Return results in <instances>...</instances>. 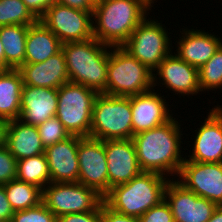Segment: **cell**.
I'll use <instances>...</instances> for the list:
<instances>
[{"mask_svg":"<svg viewBox=\"0 0 222 222\" xmlns=\"http://www.w3.org/2000/svg\"><path fill=\"white\" fill-rule=\"evenodd\" d=\"M101 215L103 222H139L137 217L117 212L104 201L101 203Z\"/></svg>","mask_w":222,"mask_h":222,"instance_id":"e575fe53","label":"cell"},{"mask_svg":"<svg viewBox=\"0 0 222 222\" xmlns=\"http://www.w3.org/2000/svg\"><path fill=\"white\" fill-rule=\"evenodd\" d=\"M17 179L31 183L42 190L51 182L45 153L17 161Z\"/></svg>","mask_w":222,"mask_h":222,"instance_id":"4316f807","label":"cell"},{"mask_svg":"<svg viewBox=\"0 0 222 222\" xmlns=\"http://www.w3.org/2000/svg\"><path fill=\"white\" fill-rule=\"evenodd\" d=\"M37 129L44 148L64 141L71 136L56 116L38 125Z\"/></svg>","mask_w":222,"mask_h":222,"instance_id":"f546056e","label":"cell"},{"mask_svg":"<svg viewBox=\"0 0 222 222\" xmlns=\"http://www.w3.org/2000/svg\"><path fill=\"white\" fill-rule=\"evenodd\" d=\"M90 137L103 141L132 139L130 97L99 93L93 106Z\"/></svg>","mask_w":222,"mask_h":222,"instance_id":"8992f818","label":"cell"},{"mask_svg":"<svg viewBox=\"0 0 222 222\" xmlns=\"http://www.w3.org/2000/svg\"><path fill=\"white\" fill-rule=\"evenodd\" d=\"M183 27L177 31H180V34L179 38L174 39V41L176 40L174 43L176 50L173 53L199 69L219 50L222 46V39L211 31L209 33V31L205 32L206 30L197 29V27L196 29H188L184 25Z\"/></svg>","mask_w":222,"mask_h":222,"instance_id":"e0dca14e","label":"cell"},{"mask_svg":"<svg viewBox=\"0 0 222 222\" xmlns=\"http://www.w3.org/2000/svg\"><path fill=\"white\" fill-rule=\"evenodd\" d=\"M104 145L109 191L116 185L129 182L142 172L132 139L105 140Z\"/></svg>","mask_w":222,"mask_h":222,"instance_id":"ac0fdd59","label":"cell"},{"mask_svg":"<svg viewBox=\"0 0 222 222\" xmlns=\"http://www.w3.org/2000/svg\"><path fill=\"white\" fill-rule=\"evenodd\" d=\"M29 26L8 25L0 27V38L4 46L6 70L19 69L25 64L26 37Z\"/></svg>","mask_w":222,"mask_h":222,"instance_id":"d4e9b609","label":"cell"},{"mask_svg":"<svg viewBox=\"0 0 222 222\" xmlns=\"http://www.w3.org/2000/svg\"><path fill=\"white\" fill-rule=\"evenodd\" d=\"M218 103L212 106V109H209L210 112H207L206 117H202L204 122L200 121V127H197L194 131L190 128L191 133H195L193 136L191 135L193 137L191 138L192 145L187 143V146H185V148L191 147L188 157L185 154V160L222 162V105H218Z\"/></svg>","mask_w":222,"mask_h":222,"instance_id":"7c38bea8","label":"cell"},{"mask_svg":"<svg viewBox=\"0 0 222 222\" xmlns=\"http://www.w3.org/2000/svg\"><path fill=\"white\" fill-rule=\"evenodd\" d=\"M62 49L61 41L41 22L29 25L26 37L25 64L40 63Z\"/></svg>","mask_w":222,"mask_h":222,"instance_id":"603a6c76","label":"cell"},{"mask_svg":"<svg viewBox=\"0 0 222 222\" xmlns=\"http://www.w3.org/2000/svg\"><path fill=\"white\" fill-rule=\"evenodd\" d=\"M5 146L17 161L45 153L37 126L26 124L20 119L9 121Z\"/></svg>","mask_w":222,"mask_h":222,"instance_id":"7402d4cb","label":"cell"},{"mask_svg":"<svg viewBox=\"0 0 222 222\" xmlns=\"http://www.w3.org/2000/svg\"><path fill=\"white\" fill-rule=\"evenodd\" d=\"M9 121L0 119V148L6 145V133Z\"/></svg>","mask_w":222,"mask_h":222,"instance_id":"f35d334b","label":"cell"},{"mask_svg":"<svg viewBox=\"0 0 222 222\" xmlns=\"http://www.w3.org/2000/svg\"><path fill=\"white\" fill-rule=\"evenodd\" d=\"M176 180L187 190L222 206V162L184 160Z\"/></svg>","mask_w":222,"mask_h":222,"instance_id":"5bb4252c","label":"cell"},{"mask_svg":"<svg viewBox=\"0 0 222 222\" xmlns=\"http://www.w3.org/2000/svg\"><path fill=\"white\" fill-rule=\"evenodd\" d=\"M11 222H57V217L41 202L37 206L15 211Z\"/></svg>","mask_w":222,"mask_h":222,"instance_id":"4dcf8cb0","label":"cell"},{"mask_svg":"<svg viewBox=\"0 0 222 222\" xmlns=\"http://www.w3.org/2000/svg\"><path fill=\"white\" fill-rule=\"evenodd\" d=\"M51 182H78V136L71 135L66 140L45 148Z\"/></svg>","mask_w":222,"mask_h":222,"instance_id":"ffe728a7","label":"cell"},{"mask_svg":"<svg viewBox=\"0 0 222 222\" xmlns=\"http://www.w3.org/2000/svg\"><path fill=\"white\" fill-rule=\"evenodd\" d=\"M57 222H103L101 205L96 210L91 212L61 215L57 218Z\"/></svg>","mask_w":222,"mask_h":222,"instance_id":"836d02e7","label":"cell"},{"mask_svg":"<svg viewBox=\"0 0 222 222\" xmlns=\"http://www.w3.org/2000/svg\"><path fill=\"white\" fill-rule=\"evenodd\" d=\"M208 222H222V206H218Z\"/></svg>","mask_w":222,"mask_h":222,"instance_id":"ab89813d","label":"cell"},{"mask_svg":"<svg viewBox=\"0 0 222 222\" xmlns=\"http://www.w3.org/2000/svg\"><path fill=\"white\" fill-rule=\"evenodd\" d=\"M152 10L142 0H99L92 13L93 37L109 46H122Z\"/></svg>","mask_w":222,"mask_h":222,"instance_id":"7a4b0ae2","label":"cell"},{"mask_svg":"<svg viewBox=\"0 0 222 222\" xmlns=\"http://www.w3.org/2000/svg\"><path fill=\"white\" fill-rule=\"evenodd\" d=\"M14 210L9 203L3 185H0V219L11 220Z\"/></svg>","mask_w":222,"mask_h":222,"instance_id":"8d00e7d4","label":"cell"},{"mask_svg":"<svg viewBox=\"0 0 222 222\" xmlns=\"http://www.w3.org/2000/svg\"><path fill=\"white\" fill-rule=\"evenodd\" d=\"M156 86L161 87L160 92L165 87L166 91L162 93L170 91L167 97L173 93L178 96L177 98L183 96L184 99L188 97L192 100L195 95L203 94L200 93L198 68L180 59L173 51L153 71L154 89Z\"/></svg>","mask_w":222,"mask_h":222,"instance_id":"30bf717a","label":"cell"},{"mask_svg":"<svg viewBox=\"0 0 222 222\" xmlns=\"http://www.w3.org/2000/svg\"><path fill=\"white\" fill-rule=\"evenodd\" d=\"M0 222H11V220H3V219H0Z\"/></svg>","mask_w":222,"mask_h":222,"instance_id":"7bdbcfd3","label":"cell"},{"mask_svg":"<svg viewBox=\"0 0 222 222\" xmlns=\"http://www.w3.org/2000/svg\"><path fill=\"white\" fill-rule=\"evenodd\" d=\"M30 12L39 20L57 0H22Z\"/></svg>","mask_w":222,"mask_h":222,"instance_id":"d590c367","label":"cell"},{"mask_svg":"<svg viewBox=\"0 0 222 222\" xmlns=\"http://www.w3.org/2000/svg\"><path fill=\"white\" fill-rule=\"evenodd\" d=\"M98 94L91 88L70 81L58 88L56 117L70 135L90 137L93 106Z\"/></svg>","mask_w":222,"mask_h":222,"instance_id":"ba28073f","label":"cell"},{"mask_svg":"<svg viewBox=\"0 0 222 222\" xmlns=\"http://www.w3.org/2000/svg\"><path fill=\"white\" fill-rule=\"evenodd\" d=\"M58 89L23 85L19 119L29 125L38 126L56 116Z\"/></svg>","mask_w":222,"mask_h":222,"instance_id":"d6986e66","label":"cell"},{"mask_svg":"<svg viewBox=\"0 0 222 222\" xmlns=\"http://www.w3.org/2000/svg\"><path fill=\"white\" fill-rule=\"evenodd\" d=\"M0 70H6V62L4 60V46L0 38Z\"/></svg>","mask_w":222,"mask_h":222,"instance_id":"60d3db41","label":"cell"},{"mask_svg":"<svg viewBox=\"0 0 222 222\" xmlns=\"http://www.w3.org/2000/svg\"><path fill=\"white\" fill-rule=\"evenodd\" d=\"M159 90L160 88L157 90L153 88L147 92L130 96L133 135L162 125L175 114L176 110L169 105L171 100L166 101L167 96L164 97L165 95L158 92Z\"/></svg>","mask_w":222,"mask_h":222,"instance_id":"2e32d148","label":"cell"},{"mask_svg":"<svg viewBox=\"0 0 222 222\" xmlns=\"http://www.w3.org/2000/svg\"><path fill=\"white\" fill-rule=\"evenodd\" d=\"M153 72L122 46H110L106 94L130 97L153 89Z\"/></svg>","mask_w":222,"mask_h":222,"instance_id":"5b68a950","label":"cell"},{"mask_svg":"<svg viewBox=\"0 0 222 222\" xmlns=\"http://www.w3.org/2000/svg\"><path fill=\"white\" fill-rule=\"evenodd\" d=\"M164 199L171 208L174 222H208L218 207L214 202L187 190L176 179L167 183Z\"/></svg>","mask_w":222,"mask_h":222,"instance_id":"9a60e30c","label":"cell"},{"mask_svg":"<svg viewBox=\"0 0 222 222\" xmlns=\"http://www.w3.org/2000/svg\"><path fill=\"white\" fill-rule=\"evenodd\" d=\"M17 159L6 146L0 148V185L17 179Z\"/></svg>","mask_w":222,"mask_h":222,"instance_id":"1f68e13d","label":"cell"},{"mask_svg":"<svg viewBox=\"0 0 222 222\" xmlns=\"http://www.w3.org/2000/svg\"><path fill=\"white\" fill-rule=\"evenodd\" d=\"M138 219L139 222H174L171 208L165 199L150 208Z\"/></svg>","mask_w":222,"mask_h":222,"instance_id":"d6a6232c","label":"cell"},{"mask_svg":"<svg viewBox=\"0 0 222 222\" xmlns=\"http://www.w3.org/2000/svg\"><path fill=\"white\" fill-rule=\"evenodd\" d=\"M58 3L83 11L93 12L94 2L92 0H57Z\"/></svg>","mask_w":222,"mask_h":222,"instance_id":"74e56055","label":"cell"},{"mask_svg":"<svg viewBox=\"0 0 222 222\" xmlns=\"http://www.w3.org/2000/svg\"><path fill=\"white\" fill-rule=\"evenodd\" d=\"M142 1L145 2L151 9H152V8L155 9V7H153V6L156 5V4H154V3H156L158 0H142Z\"/></svg>","mask_w":222,"mask_h":222,"instance_id":"b9f144b4","label":"cell"},{"mask_svg":"<svg viewBox=\"0 0 222 222\" xmlns=\"http://www.w3.org/2000/svg\"><path fill=\"white\" fill-rule=\"evenodd\" d=\"M38 19L22 0H0V27L8 25L29 26Z\"/></svg>","mask_w":222,"mask_h":222,"instance_id":"f1b7e54d","label":"cell"},{"mask_svg":"<svg viewBox=\"0 0 222 222\" xmlns=\"http://www.w3.org/2000/svg\"><path fill=\"white\" fill-rule=\"evenodd\" d=\"M78 182L95 189L103 197L109 192L104 141L78 136Z\"/></svg>","mask_w":222,"mask_h":222,"instance_id":"4fadbf2b","label":"cell"},{"mask_svg":"<svg viewBox=\"0 0 222 222\" xmlns=\"http://www.w3.org/2000/svg\"><path fill=\"white\" fill-rule=\"evenodd\" d=\"M148 15L132 32L122 47L152 72L163 59L174 51L172 32H168L166 25ZM170 35V36H169ZM173 45V46H172Z\"/></svg>","mask_w":222,"mask_h":222,"instance_id":"52a82bcc","label":"cell"},{"mask_svg":"<svg viewBox=\"0 0 222 222\" xmlns=\"http://www.w3.org/2000/svg\"><path fill=\"white\" fill-rule=\"evenodd\" d=\"M169 180L159 173L142 171L129 182L112 187L103 201L117 212L139 218L164 199Z\"/></svg>","mask_w":222,"mask_h":222,"instance_id":"277c9868","label":"cell"},{"mask_svg":"<svg viewBox=\"0 0 222 222\" xmlns=\"http://www.w3.org/2000/svg\"><path fill=\"white\" fill-rule=\"evenodd\" d=\"M42 202L58 218L64 214L94 211L103 202V196L79 182H50L42 190Z\"/></svg>","mask_w":222,"mask_h":222,"instance_id":"9c48e42d","label":"cell"},{"mask_svg":"<svg viewBox=\"0 0 222 222\" xmlns=\"http://www.w3.org/2000/svg\"><path fill=\"white\" fill-rule=\"evenodd\" d=\"M182 125V120L173 116L162 125L133 135L132 140L142 171L176 179L185 160V151L182 150H188L182 146L186 144V139L183 140L184 143L182 141L185 138L183 134L188 136L183 127L181 129Z\"/></svg>","mask_w":222,"mask_h":222,"instance_id":"6da1fadb","label":"cell"},{"mask_svg":"<svg viewBox=\"0 0 222 222\" xmlns=\"http://www.w3.org/2000/svg\"><path fill=\"white\" fill-rule=\"evenodd\" d=\"M201 93L220 91L222 89V46L214 55L198 69ZM212 90V91H211Z\"/></svg>","mask_w":222,"mask_h":222,"instance_id":"83f0119b","label":"cell"},{"mask_svg":"<svg viewBox=\"0 0 222 222\" xmlns=\"http://www.w3.org/2000/svg\"><path fill=\"white\" fill-rule=\"evenodd\" d=\"M69 81L106 94L110 46L96 38L62 44Z\"/></svg>","mask_w":222,"mask_h":222,"instance_id":"3957f363","label":"cell"},{"mask_svg":"<svg viewBox=\"0 0 222 222\" xmlns=\"http://www.w3.org/2000/svg\"><path fill=\"white\" fill-rule=\"evenodd\" d=\"M18 70L22 75L23 85L58 89L69 82L62 49L44 62L23 64Z\"/></svg>","mask_w":222,"mask_h":222,"instance_id":"44dd1931","label":"cell"},{"mask_svg":"<svg viewBox=\"0 0 222 222\" xmlns=\"http://www.w3.org/2000/svg\"><path fill=\"white\" fill-rule=\"evenodd\" d=\"M3 186L14 212L37 206L42 202V189L34 184L13 179Z\"/></svg>","mask_w":222,"mask_h":222,"instance_id":"484cf974","label":"cell"},{"mask_svg":"<svg viewBox=\"0 0 222 222\" xmlns=\"http://www.w3.org/2000/svg\"><path fill=\"white\" fill-rule=\"evenodd\" d=\"M22 87L18 69L0 70V119H19Z\"/></svg>","mask_w":222,"mask_h":222,"instance_id":"cb8c5ba5","label":"cell"},{"mask_svg":"<svg viewBox=\"0 0 222 222\" xmlns=\"http://www.w3.org/2000/svg\"><path fill=\"white\" fill-rule=\"evenodd\" d=\"M92 13L58 2L39 19L62 44L93 38Z\"/></svg>","mask_w":222,"mask_h":222,"instance_id":"8fae6325","label":"cell"}]
</instances>
